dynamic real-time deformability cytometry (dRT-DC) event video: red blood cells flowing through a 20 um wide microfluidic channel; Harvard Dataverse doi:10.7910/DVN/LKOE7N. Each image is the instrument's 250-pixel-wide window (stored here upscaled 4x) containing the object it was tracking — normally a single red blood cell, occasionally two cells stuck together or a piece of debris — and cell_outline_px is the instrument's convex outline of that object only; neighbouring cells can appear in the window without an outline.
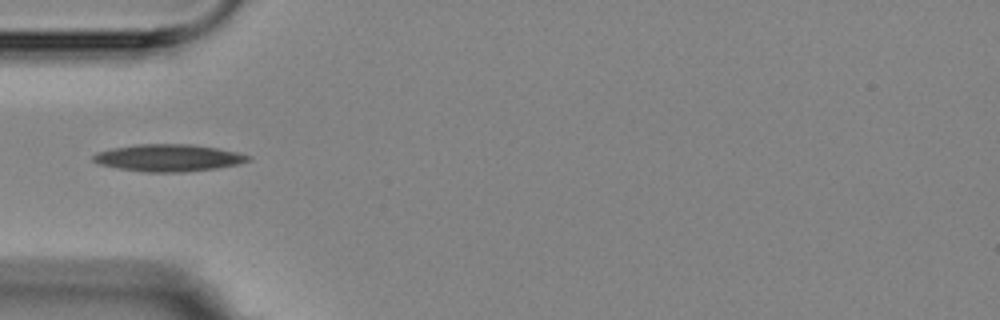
{"species": "Egyptian fruit bat (a non-hibernating species)", "species_latin": "Rousettus aegyptiacus", "temperature_condition": "room temperature", "stored_images_in_passage": 13, "camera_frame_rate_fps": 3000, "um_per_image_px": 0.085, "animal": {"sex": "female"}, "frame": {"image": 1, "passage_image": 3, "time_ms": 2.333, "image_size_px": [1000, 320], "cell_outline_px": [[252, 160], [236, 164], [216, 168], [184, 172], [148, 172], [120, 168], [100, 164], [92, 160], [92, 156], [96, 152], [112, 148], [136, 144], [192, 144], [216, 148], [236, 152], [252, 156]], "centroid_in_image_um": [14.32, 13.41], "position_along_channel_um": 70.7, "area_um2": 24.33}}
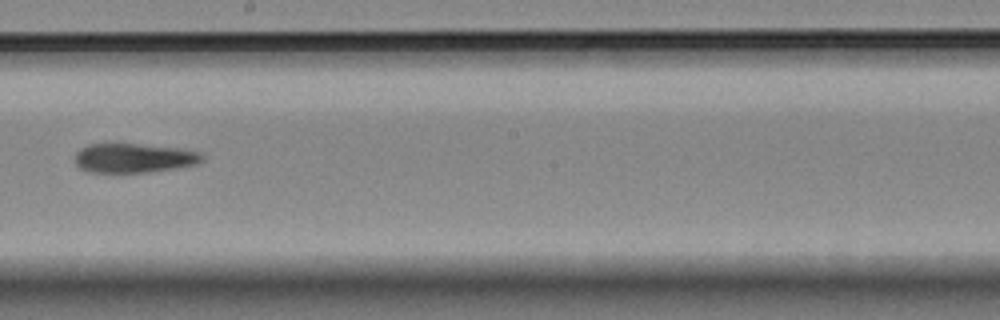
{"frame": {"image": 2, "passage_image": 7, "time_ms": 7.0, "image_size_px": [1000, 320], "cell_outline_px": [[204, 160], [200, 164], [176, 168], [148, 172], [88, 172], [80, 168], [76, 164], [76, 152], [80, 148], [88, 144], [108, 140], [184, 148], [200, 152], [204, 156]], "centroid_in_image_um": [11.38, 13.38], "position_along_channel_um": 236.8, "area_um2": 22.89}}
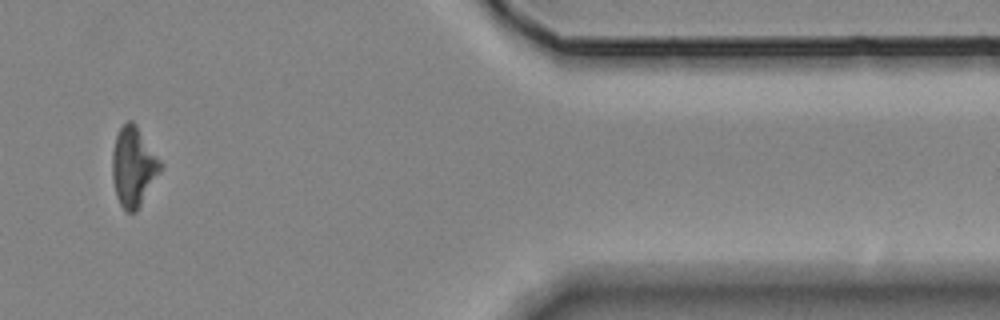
{"frame": {"image": 3, "passage_image": 12, "time_ms": 12.667, "image_size_px": [1000, 320], "cell_outline_px": [[164, 164], [160, 172], [136, 212], [128, 212], [120, 204], [116, 196], [112, 176], [112, 152], [116, 136], [120, 128], [128, 120], [132, 120], [136, 124]], "centroid_in_image_um": [11.35, 14.15], "position_along_channel_um": 400.1, "area_um2": 22.31}, "authors_computed_cell_mechanics": {"area_um2": 22.4264, "velocity_mm_per_s": 3.5488, "shape_relaxation_time_tau1_ms": 8.3575, "shape_relaxation_time_tau2_ms": null, "deformation_change_tau1": 0.1696, "deformation_change_tau2": null}}